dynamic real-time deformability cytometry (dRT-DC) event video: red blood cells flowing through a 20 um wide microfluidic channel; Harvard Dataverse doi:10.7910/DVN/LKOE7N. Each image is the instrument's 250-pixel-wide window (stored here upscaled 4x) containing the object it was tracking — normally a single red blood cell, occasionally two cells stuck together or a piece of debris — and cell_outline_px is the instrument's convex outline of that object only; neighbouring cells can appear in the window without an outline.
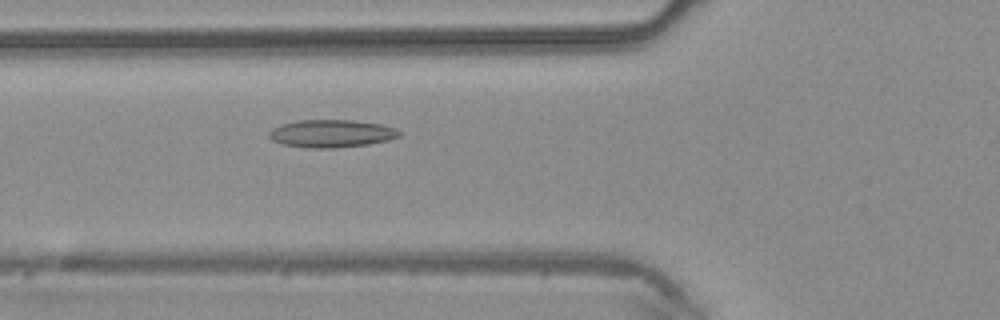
{"species": "common noctule bat (a hibernating species)", "species_latin": "Nyctalus noctula", "temperature_condition": "warm", "stored_images_in_passage": 40, "camera_frame_rate_fps": 3000, "um_per_image_px": 0.085, "animal": {"sex": "male", "body_mass_g": 20.4}, "frame": {"image": 1, "passage_image": 10, "time_ms": 3.0, "image_size_px": [1000, 320], "cell_outline_px": [[400, 136], [388, 140], [368, 144], [332, 148], [308, 148], [284, 144], [272, 140], [268, 136], [268, 132], [272, 128], [280, 124], [296, 120], [352, 120], [380, 124], [396, 128], [400, 132]], "centroid_in_image_um": [28.14, 11.34], "position_along_channel_um": 97.7, "area_um2": 21.04}}
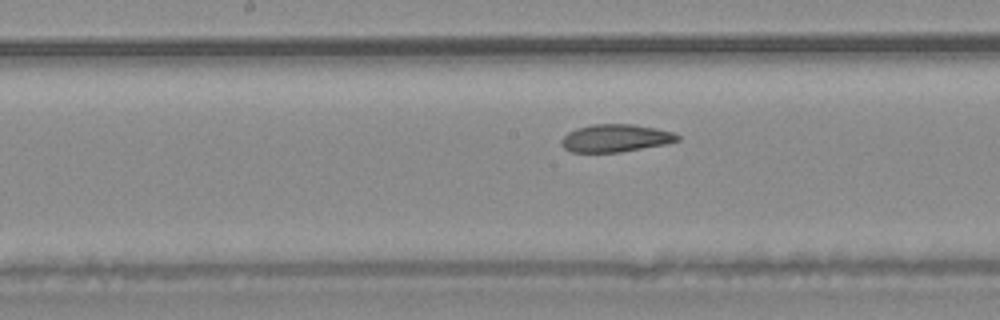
{"frame": {"image": 2, "passage_image": 17, "time_ms": 5.333, "image_size_px": [1000, 320], "cell_outline_px": [[680, 140], [664, 144], [620, 152], [572, 152], [564, 148], [560, 144], [560, 140], [568, 132], [576, 128], [592, 124], [632, 124], [656, 128], [672, 132], [680, 136]], "centroid_in_image_um": [52.29, 11.74], "position_along_channel_um": 195.9, "area_um2": 18.67}}
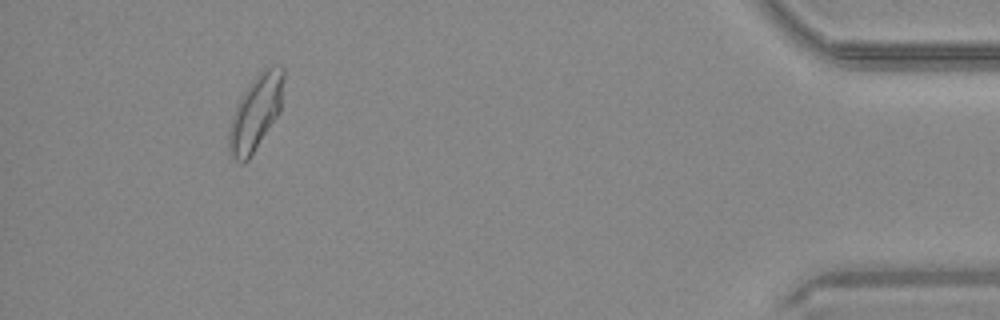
{"frame": {"image": 3, "passage_image": 37, "time_ms": 12.0, "image_size_px": [1000, 320], "cell_outline_px": [[284, 80], [280, 112], [248, 160], [244, 164], [240, 164], [232, 156], [228, 144], [228, 128], [232, 116], [244, 92], [256, 76], [264, 68], [284, 68]], "centroid_in_image_um": [21.73, 9.63], "position_along_channel_um": 413.5, "area_um2": 23.41}, "authors_computed_cell_mechanics": {"area_um2": 20.3167, "velocity_mm_per_s": 4.2001, "shape_relaxation_time_tau1_ms": 4.9572, "shape_relaxation_time_tau2_ms": 1.8025, "deformation_change_tau1": 0.1379, "deformation_change_tau2": 0.0812}}